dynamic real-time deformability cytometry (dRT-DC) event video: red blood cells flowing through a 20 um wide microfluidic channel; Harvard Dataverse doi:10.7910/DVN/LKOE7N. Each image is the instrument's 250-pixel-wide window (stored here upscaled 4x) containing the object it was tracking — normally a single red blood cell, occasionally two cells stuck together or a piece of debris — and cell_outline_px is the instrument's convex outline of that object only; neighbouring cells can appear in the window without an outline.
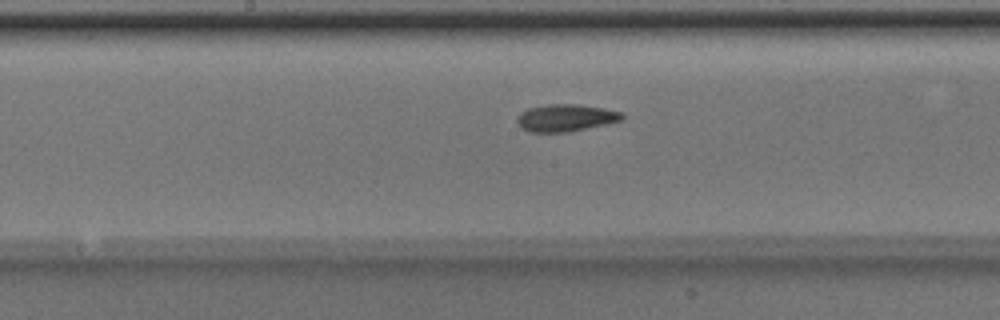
{"species": "Egyptian fruit bat (a non-hibernating species)", "species_latin": "Rousettus aegyptiacus", "temperature_condition": "room temperature", "stored_images_in_passage": 38, "camera_frame_rate_fps": 3000, "um_per_image_px": 0.085, "animal": {"sex": "male"}, "frame": {"image": 1, "passage_image": 13, "time_ms": 4.0, "image_size_px": [1000, 320], "cell_outline_px": [[624, 120], [608, 124], [568, 132], [528, 132], [520, 128], [516, 124], [516, 116], [520, 112], [528, 108], [548, 104], [580, 104], [604, 108], [624, 112]], "centroid_in_image_um": [48.08, 10.02], "position_along_channel_um": 200.1, "area_um2": 17.11}}
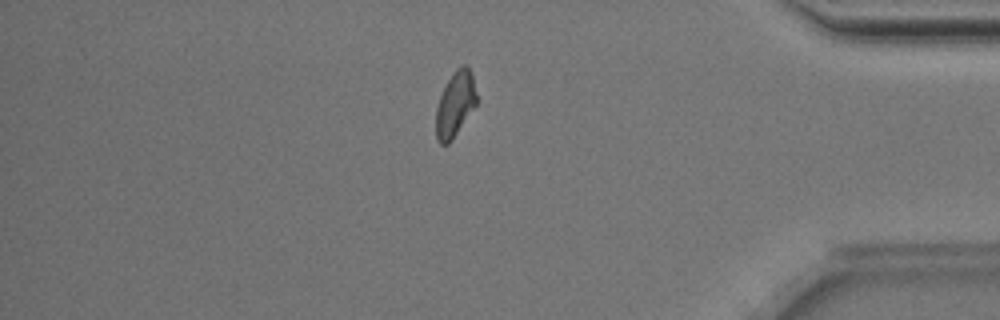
{"frame": {"image": 2, "passage_image": 30, "time_ms": 9.667, "image_size_px": [1000, 320], "cell_outline_px": [[476, 104], [452, 140], [448, 144], [440, 144], [436, 140], [436, 108], [440, 96], [452, 72], [460, 64], [468, 64], [472, 76], [476, 96]], "centroid_in_image_um": [38.67, 8.84], "position_along_channel_um": 396.5, "area_um2": 15.32}}
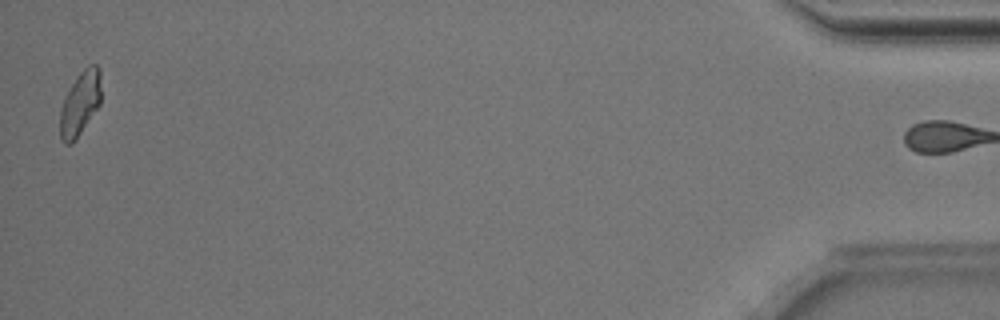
{"frame": {"image": 3, "passage_image": 37, "time_ms": 12.0, "image_size_px": [1000, 320], "cell_outline_px": [[100, 104], [76, 140], [72, 144], [64, 144], [60, 140], [60, 112], [64, 100], [76, 76], [88, 64], [96, 64], [100, 68]], "centroid_in_image_um": [6.81, 8.81], "position_along_channel_um": 428.4, "area_um2": 15.32}, "authors_computed_cell_mechanics": {"area_um2": 16.0395, "velocity_mm_per_s": 4.0071, "shape_relaxation_time_tau1_ms": 4.3456, "shape_relaxation_time_tau2_ms": 2.7283, "deformation_change_tau1": 0.1302, "deformation_change_tau2": 0.0858}}